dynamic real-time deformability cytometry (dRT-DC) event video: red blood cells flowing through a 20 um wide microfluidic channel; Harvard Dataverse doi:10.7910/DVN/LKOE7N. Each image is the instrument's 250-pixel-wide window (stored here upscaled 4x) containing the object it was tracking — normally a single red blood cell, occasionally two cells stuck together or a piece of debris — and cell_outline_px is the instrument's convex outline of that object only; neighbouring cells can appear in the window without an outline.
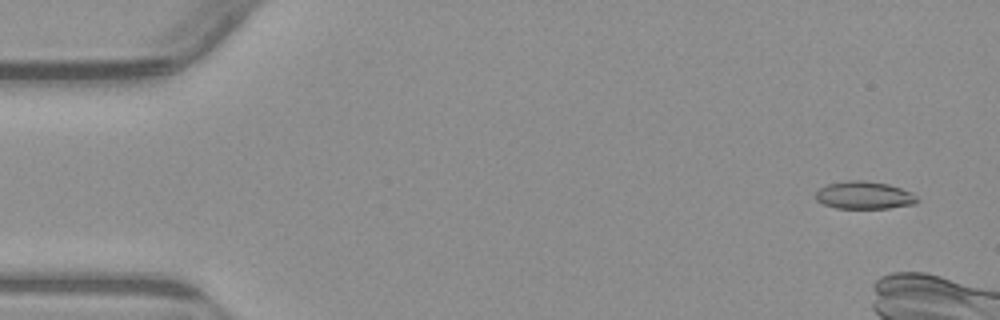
{"species": "common noctule bat (a hibernating species)", "species_latin": "Nyctalus noctula", "temperature_condition": "warm", "stored_images_in_passage": 17, "camera_frame_rate_fps": 3000, "um_per_image_px": 0.085, "animal": {"sex": "male", "body_mass_g": 23.1, "forearm_length_mm": 52.7}, "frame": {"image": 1, "passage_image": 3, "time_ms": 0.667, "image_size_px": [1000, 320], "cell_outline_px": [[920, 200], [916, 204], [888, 208], [836, 208], [824, 204], [816, 200], [816, 192], [820, 188], [828, 184], [848, 180], [860, 180], [888, 184], [912, 192]], "centroid_in_image_um": [73.48, 16.6], "position_along_channel_um": 11.5, "area_um2": 16.3}}